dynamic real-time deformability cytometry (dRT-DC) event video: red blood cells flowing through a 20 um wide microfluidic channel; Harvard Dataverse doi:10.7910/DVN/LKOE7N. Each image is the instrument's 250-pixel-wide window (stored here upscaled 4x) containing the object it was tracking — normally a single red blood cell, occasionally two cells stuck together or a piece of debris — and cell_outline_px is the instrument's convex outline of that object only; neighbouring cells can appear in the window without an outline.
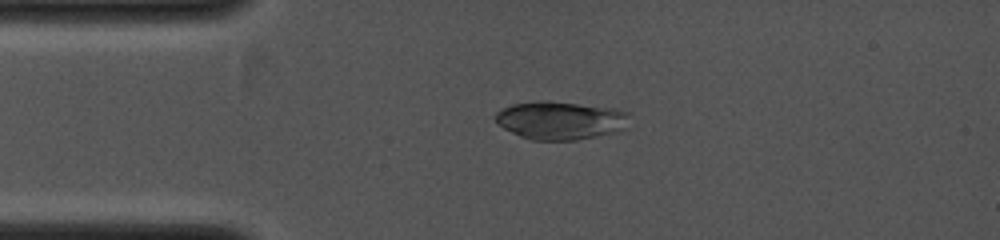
{"species": "common noctule bat (a hibernating species)", "species_latin": "Nyctalus noctula", "temperature_condition": "cold", "stored_images_in_passage": 7, "camera_frame_rate_fps": 4000, "um_per_image_px": 0.085, "animal": {"sex": "female", "body_mass_g": 19.0, "forearm_length_mm": 53.3}, "frame": {"image": 1, "passage_image": 4, "time_ms": 2.0, "image_size_px": [1000, 240], "cell_outline_px": [[628, 128], [624, 132], [576, 140], [532, 140], [520, 136], [496, 124], [496, 112], [512, 104], [544, 100], [616, 108], [628, 112]], "centroid_in_image_um": [47.71, 10.24], "position_along_channel_um": 37.3, "area_um2": 30.23}}
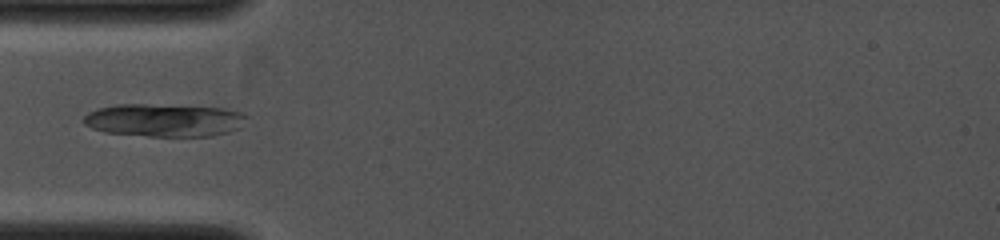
{"frame": {"image": 2, "passage_image": 6, "time_ms": 3.0, "image_size_px": [1000, 240], "cell_outline_px": [[248, 116], [236, 128], [228, 132], [212, 136], [148, 136], [104, 132], [92, 128], [84, 124], [84, 116], [88, 112], [96, 108], [116, 104], [144, 104], [224, 108], [240, 112]], "centroid_in_image_um": [13.89, 10.21], "position_along_channel_um": 71.1, "area_um2": 31.04}}